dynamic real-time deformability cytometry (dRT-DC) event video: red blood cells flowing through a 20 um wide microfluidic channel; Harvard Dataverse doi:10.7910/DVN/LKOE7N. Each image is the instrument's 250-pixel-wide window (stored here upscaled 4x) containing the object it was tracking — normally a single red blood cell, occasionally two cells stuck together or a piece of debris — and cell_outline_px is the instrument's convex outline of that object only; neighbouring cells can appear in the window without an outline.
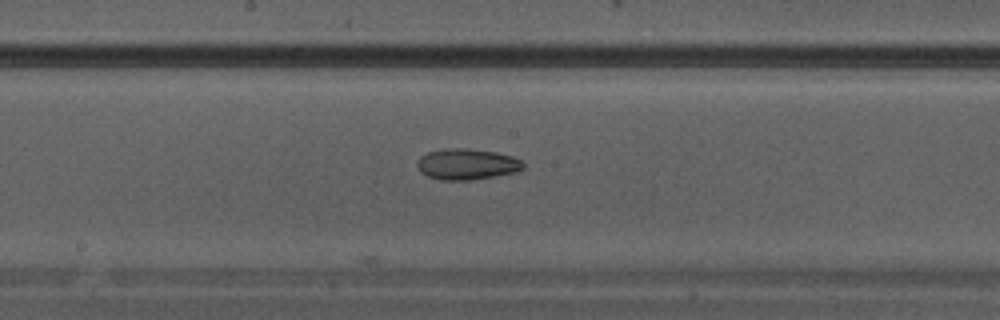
{"species": "Egyptian fruit bat (a non-hibernating species)", "species_latin": "Rousettus aegyptiacus", "temperature_condition": "warm", "stored_images_in_passage": 13, "camera_frame_rate_fps": 3000, "um_per_image_px": 0.085, "animal": {"sex": "male"}, "frame": {"image": 1, "passage_image": 9, "time_ms": 2.667, "image_size_px": [1000, 320], "cell_outline_px": [[524, 168], [516, 172], [472, 180], [440, 180], [428, 176], [420, 172], [416, 164], [416, 160], [420, 156], [428, 152], [444, 148], [464, 148], [496, 152], [512, 156], [520, 160], [524, 164]], "centroid_in_image_um": [39.65, 13.95], "position_along_channel_um": 208.5, "area_um2": 19.25}}
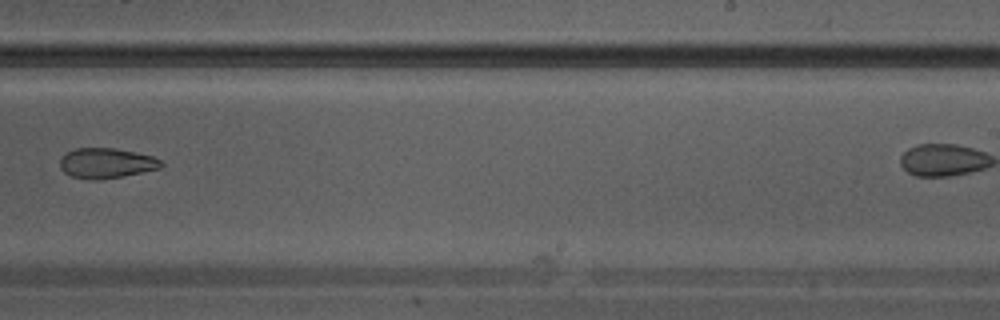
{"frame": {"image": 2, "passage_image": 12, "time_ms": 3.667, "image_size_px": [1000, 320], "cell_outline_px": [[164, 164], [160, 168], [120, 176], [96, 180], [72, 176], [64, 172], [60, 168], [60, 160], [68, 152], [76, 148], [112, 148], [136, 152], [152, 156], [160, 160]], "centroid_in_image_um": [9.04, 13.86], "position_along_channel_um": 280.0, "area_um2": 17.4}}